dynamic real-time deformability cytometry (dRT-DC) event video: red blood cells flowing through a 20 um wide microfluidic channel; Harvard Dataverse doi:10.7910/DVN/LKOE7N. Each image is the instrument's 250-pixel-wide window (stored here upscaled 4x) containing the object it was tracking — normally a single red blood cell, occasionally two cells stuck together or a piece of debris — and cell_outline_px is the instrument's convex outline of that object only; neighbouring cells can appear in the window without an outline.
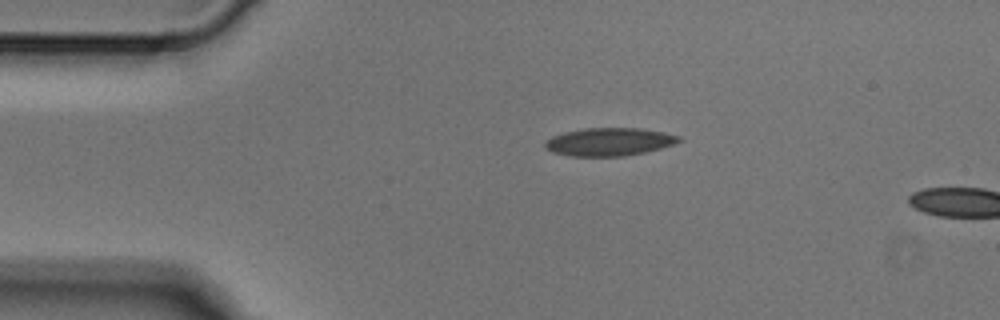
{"species": "Egyptian fruit bat (a non-hibernating species)", "species_latin": "Rousettus aegyptiacus", "temperature_condition": "cold", "stored_images_in_passage": 2, "camera_frame_rate_fps": 3000, "um_per_image_px": 0.085, "animal": {"sex": "male"}, "frame": {"image": 1, "passage_image": 1, "time_ms": 0.0, "image_size_px": [1000, 320], "cell_outline_px": [[684, 140], [660, 148], [644, 152], [624, 156], [568, 156], [552, 152], [544, 148], [544, 144], [552, 136], [564, 132], [584, 128], [640, 128], [664, 132], [680, 136]], "centroid_in_image_um": [51.77, 12.05], "position_along_channel_um": 33.2, "area_um2": 21.85}}